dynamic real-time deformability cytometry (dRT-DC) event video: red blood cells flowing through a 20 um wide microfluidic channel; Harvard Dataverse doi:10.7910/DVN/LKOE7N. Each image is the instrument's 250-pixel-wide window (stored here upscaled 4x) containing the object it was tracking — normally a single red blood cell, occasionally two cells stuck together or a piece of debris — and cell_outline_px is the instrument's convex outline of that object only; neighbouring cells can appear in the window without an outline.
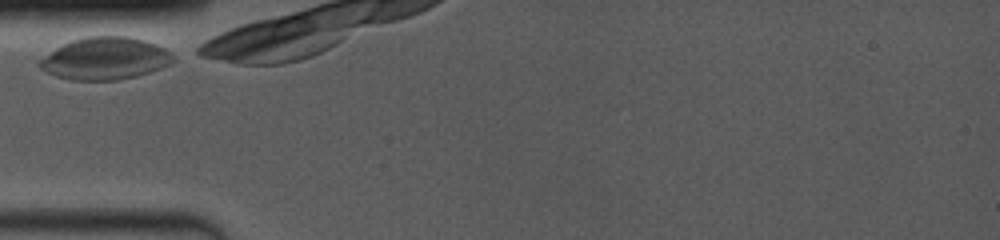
{"species": "common noctule bat (a hibernating species)", "species_latin": "Nyctalus noctula", "temperature_condition": "room temperature", "stored_images_in_passage": 4, "camera_frame_rate_fps": 4000, "um_per_image_px": 0.085, "animal": {"sex": "female", "body_mass_g": 19.0, "forearm_length_mm": 53.3}, "frame": {"image": 1, "passage_image": 1, "time_ms": 0.0, "image_size_px": [1000, 240], "cell_outline_px": [[176, 60], [172, 64], [136, 76], [116, 80], [72, 80], [56, 76], [40, 68], [36, 64], [40, 60], [56, 48], [72, 40], [88, 36], [128, 36], [144, 40], [156, 44], [164, 48]], "centroid_in_image_um": [8.94, 4.97], "position_along_channel_um": 76.1, "area_um2": 32.66}}